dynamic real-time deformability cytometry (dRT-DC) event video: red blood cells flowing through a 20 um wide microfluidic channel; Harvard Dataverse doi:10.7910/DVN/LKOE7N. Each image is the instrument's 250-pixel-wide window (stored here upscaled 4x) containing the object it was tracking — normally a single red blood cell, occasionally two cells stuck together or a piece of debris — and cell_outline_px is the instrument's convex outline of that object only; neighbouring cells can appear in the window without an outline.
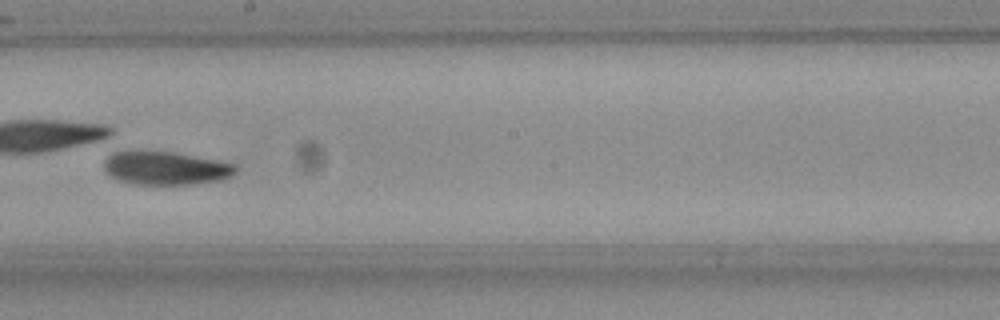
{"species": "Egyptian fruit bat (a non-hibernating species)", "species_latin": "Rousettus aegyptiacus", "temperature_condition": "room temperature", "stored_images_in_passage": 8, "camera_frame_rate_fps": 3000, "um_per_image_px": 0.085, "frame": {"image": 1, "passage_image": 8, "time_ms": 2.333, "image_size_px": [1000, 320], "cell_outline_px": [[236, 172], [232, 176], [224, 180], [192, 184], [132, 184], [120, 180], [112, 176], [104, 168], [104, 164], [108, 156], [116, 152], [172, 152], [216, 160], [236, 164]], "centroid_in_image_um": [14.15, 14.31], "position_along_channel_um": 234.0, "area_um2": 25.14}}